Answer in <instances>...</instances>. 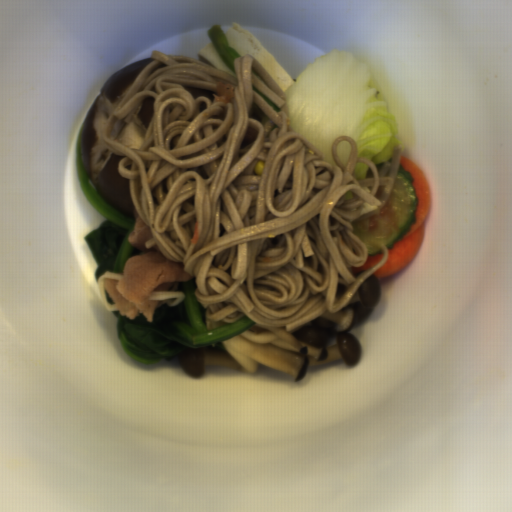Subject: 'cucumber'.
<instances>
[{
    "label": "cucumber",
    "mask_w": 512,
    "mask_h": 512,
    "mask_svg": "<svg viewBox=\"0 0 512 512\" xmlns=\"http://www.w3.org/2000/svg\"><path fill=\"white\" fill-rule=\"evenodd\" d=\"M414 174L399 164L389 198L378 214L352 222L353 232L366 243L368 256L378 255L382 248L373 246L370 239L384 243L387 250L411 231L417 222L418 196L414 186Z\"/></svg>",
    "instance_id": "8b760119"
}]
</instances>
